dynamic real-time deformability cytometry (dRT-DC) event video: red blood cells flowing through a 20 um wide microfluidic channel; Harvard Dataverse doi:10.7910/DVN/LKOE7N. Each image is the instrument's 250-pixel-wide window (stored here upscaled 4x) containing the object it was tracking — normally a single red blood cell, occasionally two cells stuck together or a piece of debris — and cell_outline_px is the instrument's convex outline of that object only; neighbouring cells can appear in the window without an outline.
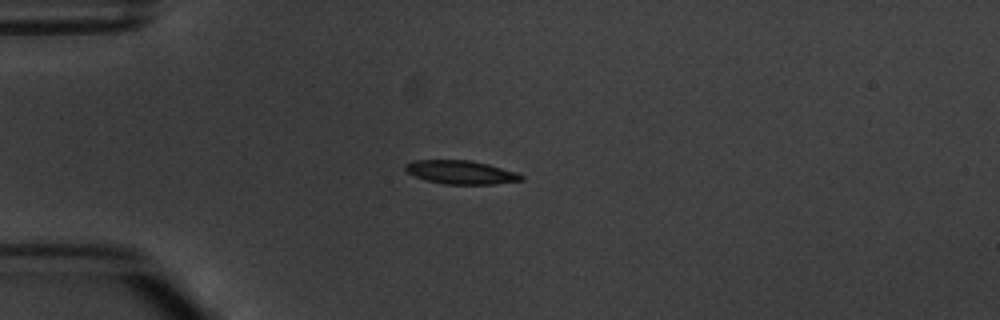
{"species": "common noctule bat (a hibernating species)", "species_latin": "Nyctalus noctula", "temperature_condition": "warm", "stored_images_in_passage": 5, "camera_frame_rate_fps": 3000, "um_per_image_px": 0.085, "animal": {"sex": "male", "body_mass_g": 20.1, "forearm_length_mm": 53.5}, "frame": {"image": 1, "passage_image": 3, "time_ms": 2.0, "image_size_px": [1000, 320], "cell_outline_px": [[524, 180], [496, 184], [444, 184], [428, 180], [416, 176], [408, 172], [404, 168], [404, 164], [416, 160], [468, 160], [488, 164], [516, 172], [524, 176]], "centroid_in_image_um": [39.21, 14.64], "position_along_channel_um": 45.8, "area_um2": 15.78}}